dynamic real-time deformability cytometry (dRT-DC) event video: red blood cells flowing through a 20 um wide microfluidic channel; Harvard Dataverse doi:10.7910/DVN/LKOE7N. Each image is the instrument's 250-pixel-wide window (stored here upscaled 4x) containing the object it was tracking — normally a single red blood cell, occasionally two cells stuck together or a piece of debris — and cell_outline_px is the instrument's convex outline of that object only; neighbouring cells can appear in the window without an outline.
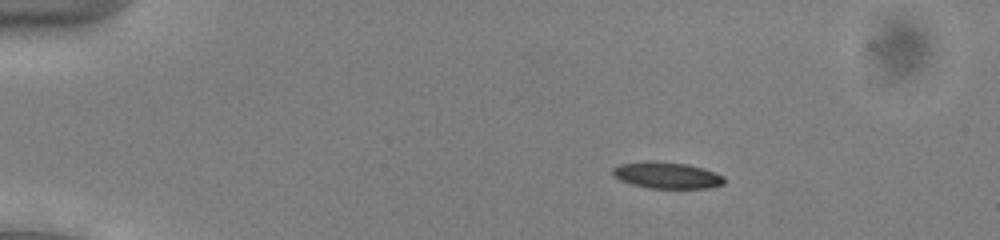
{"species": "common noctule bat (a hibernating species)", "species_latin": "Nyctalus noctula", "temperature_condition": "cold", "stored_images_in_passage": 53, "camera_frame_rate_fps": 3000, "um_per_image_px": 0.085, "animal": {"sex": "male", "body_mass_g": 13.0, "forearm_length_mm": 53.1}, "frame": {"image": 1, "passage_image": 9, "time_ms": 2.667, "image_size_px": [1000, 240], "cell_outline_px": [[724, 184], [708, 188], [648, 188], [632, 184], [620, 180], [612, 176], [612, 168], [620, 164], [644, 160], [656, 160], [688, 164], [716, 172], [724, 176]], "centroid_in_image_um": [56.66, 14.88], "position_along_channel_um": 28.3, "area_um2": 17.51}}
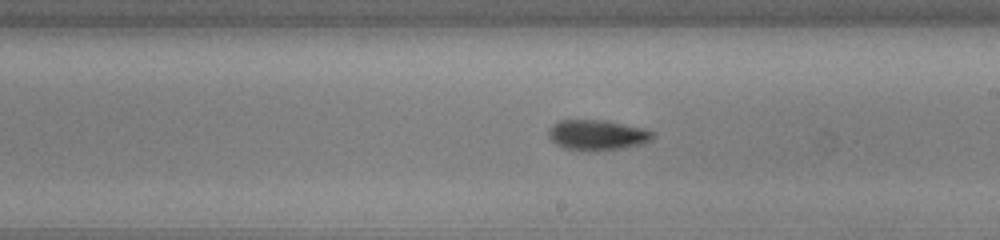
{"frame": {"image": 2, "passage_image": 31, "time_ms": 10.0, "image_size_px": [1000, 240], "cell_outline_px": [[656, 136], [652, 140], [644, 144], [596, 152], [580, 152], [564, 148], [556, 144], [548, 136], [548, 132], [552, 124], [560, 120], [604, 120], [644, 128], [656, 132]], "centroid_in_image_um": [50.79, 11.5], "position_along_channel_um": 238.2, "area_um2": 18.96}}
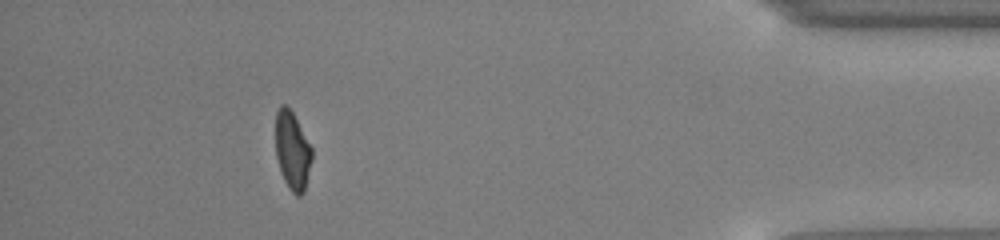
{"frame": {"image": 3, "passage_image": 48, "time_ms": 15.667, "image_size_px": [1000, 240], "cell_outline_px": [[312, 160], [304, 192], [300, 196], [296, 196], [288, 188], [280, 172], [276, 156], [276, 112], [280, 104], [284, 104], [292, 112], [312, 148]], "centroid_in_image_um": [24.85, 12.84], "position_along_channel_um": 410.4, "area_um2": 16.53}, "authors_computed_cell_mechanics": {"area_um2": 17.4556, "velocity_mm_per_s": 3.914, "shape_relaxation_time_tau1_ms": 6.0517, "shape_relaxation_time_tau2_ms": 4.1942, "deformation_change_tau1": 0.1513, "deformation_change_tau2": 0.103}}